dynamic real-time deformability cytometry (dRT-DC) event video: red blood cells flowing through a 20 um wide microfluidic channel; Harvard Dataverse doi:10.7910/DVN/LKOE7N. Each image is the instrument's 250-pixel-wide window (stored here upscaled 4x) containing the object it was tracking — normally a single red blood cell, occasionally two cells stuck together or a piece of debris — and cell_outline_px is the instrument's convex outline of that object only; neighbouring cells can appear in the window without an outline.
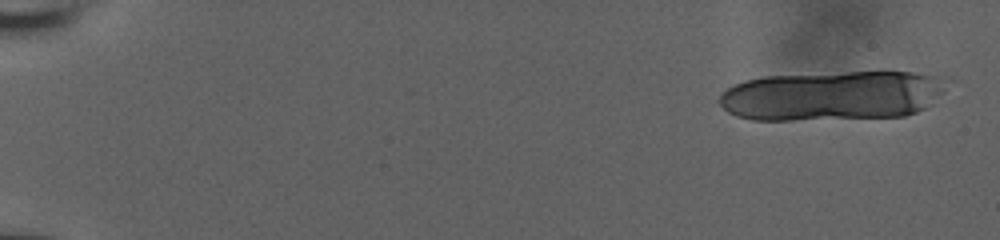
{"species": "human", "species_latin": "Homo sapiens", "temperature_condition": "room temperature", "stored_images_in_passage": 16, "camera_frame_rate_fps": 3000, "um_per_image_px": 0.085, "donor": {"sex": "male"}, "frame": {"image": 1, "passage_image": 2, "time_ms": 0.333, "image_size_px": [1000, 240], "cell_outline_px": [[948, 76], [944, 92], [924, 108], [916, 112], [904, 116], [792, 120], [752, 120], [736, 116], [728, 112], [716, 100], [728, 88], [744, 80], [764, 76], [848, 72], [912, 72]], "centroid_in_image_um": [70.76, 8.12], "position_along_channel_um": 14.2, "area_um2": 66.12}}